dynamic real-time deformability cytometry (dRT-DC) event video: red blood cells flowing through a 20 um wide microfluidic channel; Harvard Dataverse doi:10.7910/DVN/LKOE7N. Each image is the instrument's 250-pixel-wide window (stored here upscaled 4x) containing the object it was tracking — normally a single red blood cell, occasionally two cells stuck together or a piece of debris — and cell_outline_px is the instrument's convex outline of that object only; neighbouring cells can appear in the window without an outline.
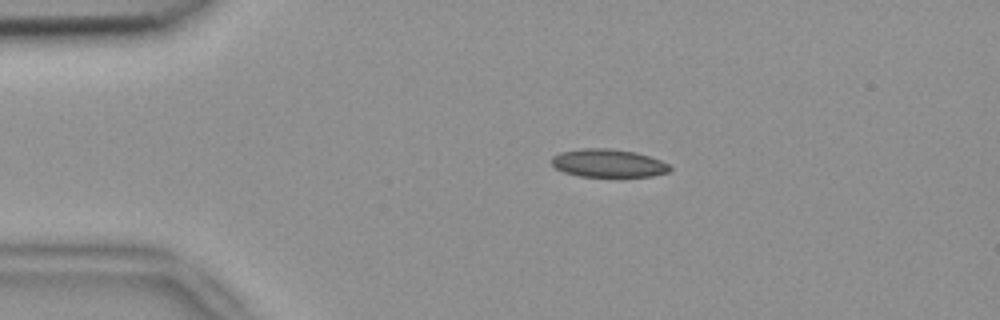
{"species": "common noctule bat (a hibernating species)", "species_latin": "Nyctalus noctula", "temperature_condition": "room temperature", "stored_images_in_passage": 43, "camera_frame_rate_fps": 3000, "um_per_image_px": 0.085, "animal": {"sex": "female", "body_mass_g": 18.4}, "frame": {"image": 1, "passage_image": 1, "time_ms": 0.0, "image_size_px": [1000, 320], "cell_outline_px": [[672, 168], [668, 172], [652, 176], [620, 180], [580, 176], [564, 172], [556, 168], [552, 164], [552, 156], [560, 152], [580, 148], [612, 148], [636, 152], [660, 160], [668, 164]], "centroid_in_image_um": [51.73, 13.92], "position_along_channel_um": 33.3, "area_um2": 20.35}}
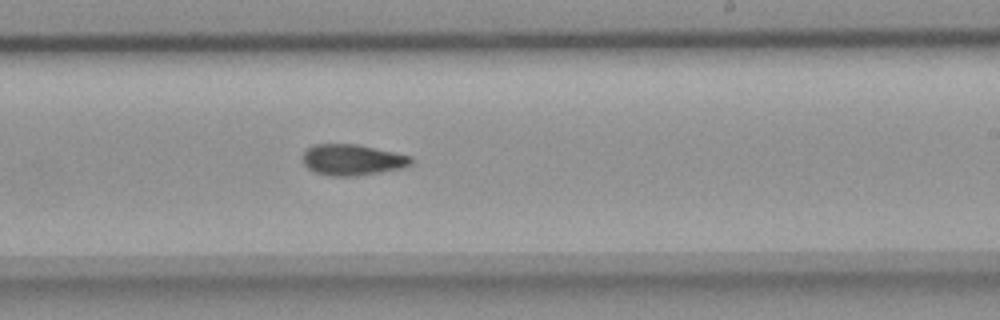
{"frame": {"image": 2, "passage_image": 22, "time_ms": 7.0, "image_size_px": [1000, 320], "cell_outline_px": [[412, 164], [400, 168], [356, 176], [332, 176], [316, 172], [308, 168], [304, 164], [304, 148], [312, 144], [356, 144], [412, 156]], "centroid_in_image_um": [29.92, 13.57], "position_along_channel_um": 259.1, "area_um2": 19.42}}
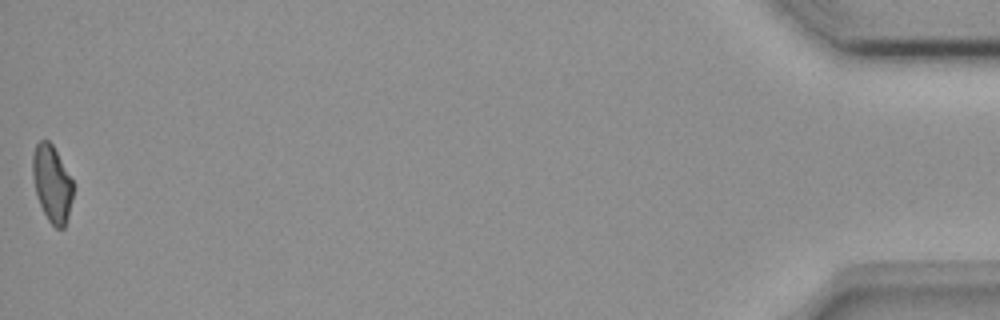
{"frame": {"image": 3, "passage_image": 43, "time_ms": 14.0, "image_size_px": [1000, 320], "cell_outline_px": [[72, 200], [68, 216], [64, 228], [56, 228], [48, 220], [36, 196], [32, 176], [32, 156], [36, 144], [40, 140], [48, 140], [52, 144], [72, 180]], "centroid_in_image_um": [4.39, 15.61], "position_along_channel_um": 430.8, "area_um2": 17.92}}